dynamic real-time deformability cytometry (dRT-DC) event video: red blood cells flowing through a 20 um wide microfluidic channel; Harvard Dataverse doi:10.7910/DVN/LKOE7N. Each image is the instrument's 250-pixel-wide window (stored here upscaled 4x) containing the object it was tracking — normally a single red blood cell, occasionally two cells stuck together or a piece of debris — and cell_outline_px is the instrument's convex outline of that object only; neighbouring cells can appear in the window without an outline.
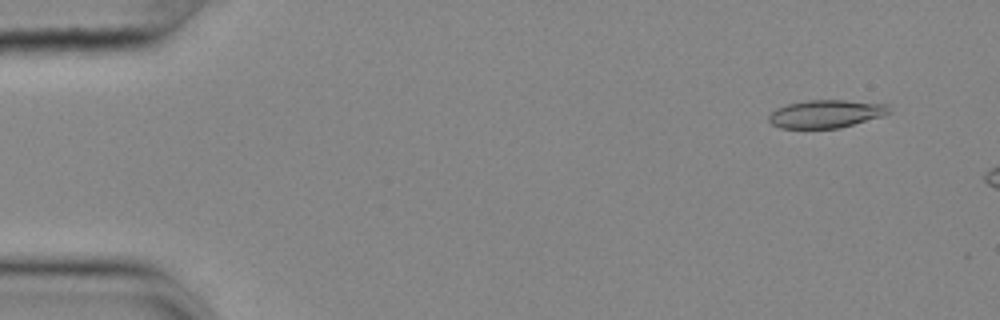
{"species": "common noctule bat (a hibernating species)", "species_latin": "Nyctalus noctula", "temperature_condition": "cold", "stored_images_in_passage": 16, "camera_frame_rate_fps": 3000, "um_per_image_px": 0.085, "animal": {"sex": "female", "body_mass_g": 25.1}, "frame": {"image": 1, "passage_image": 5, "time_ms": 1.333, "image_size_px": [1000, 320], "cell_outline_px": [[892, 112], [880, 116], [840, 128], [780, 128], [772, 124], [768, 120], [768, 116], [776, 108], [788, 104], [808, 100], [844, 100], [888, 104]], "centroid_in_image_um": [70.2, 9.67], "position_along_channel_um": 14.8, "area_um2": 19.48}}